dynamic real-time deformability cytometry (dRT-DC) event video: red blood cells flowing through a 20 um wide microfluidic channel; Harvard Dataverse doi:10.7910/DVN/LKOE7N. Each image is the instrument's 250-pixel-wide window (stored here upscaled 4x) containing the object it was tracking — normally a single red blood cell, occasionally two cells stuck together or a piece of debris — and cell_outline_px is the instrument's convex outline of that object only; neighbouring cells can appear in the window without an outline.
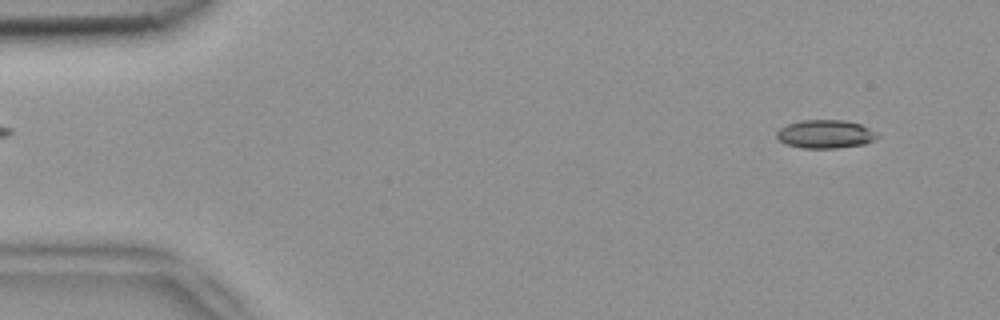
{"species": "common noctule bat (a hibernating species)", "species_latin": "Nyctalus noctula", "temperature_condition": "room temperature", "stored_images_in_passage": 5, "camera_frame_rate_fps": 3000, "um_per_image_px": 0.085, "animal": {"sex": "female", "body_mass_g": 18.4}, "frame": {"image": 1, "passage_image": 1, "time_ms": 0.0, "image_size_px": [1000, 320], "cell_outline_px": [[880, 136], [864, 144], [836, 148], [800, 148], [784, 144], [776, 136], [776, 132], [780, 128], [788, 124], [800, 120], [844, 120], [860, 124], [880, 132]], "centroid_in_image_um": [70.17, 11.4], "position_along_channel_um": 14.8, "area_um2": 16.82}}
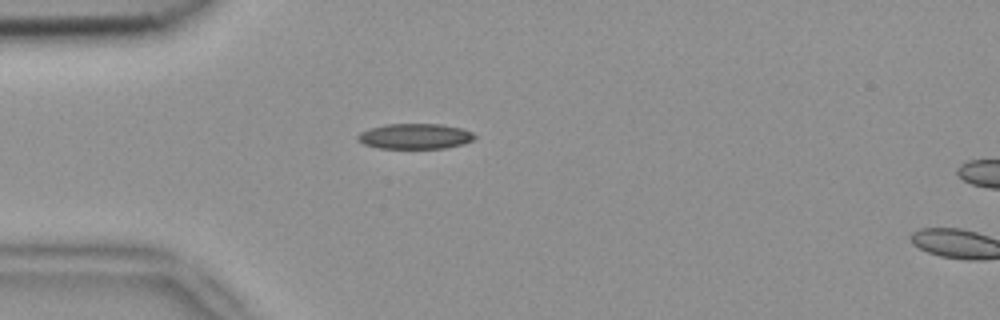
{"frame": {"image": 2, "passage_image": 4, "time_ms": 1.0, "image_size_px": [1000, 320], "cell_outline_px": [[476, 136], [472, 140], [464, 144], [444, 148], [380, 148], [364, 144], [356, 140], [356, 136], [360, 132], [368, 128], [384, 124], [440, 124], [464, 128], [472, 132]], "centroid_in_image_um": [35.26, 11.57], "position_along_channel_um": 49.7, "area_um2": 17.46}}